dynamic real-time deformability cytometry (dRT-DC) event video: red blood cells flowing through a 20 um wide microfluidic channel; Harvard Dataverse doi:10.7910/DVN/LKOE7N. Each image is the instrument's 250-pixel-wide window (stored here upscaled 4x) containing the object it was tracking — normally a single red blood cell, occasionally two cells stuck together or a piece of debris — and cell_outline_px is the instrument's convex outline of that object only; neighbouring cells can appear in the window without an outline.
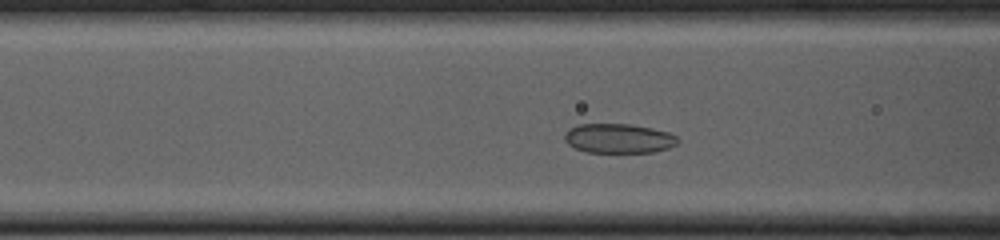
{"species": "common noctule bat (a hibernating species)", "species_latin": "Nyctalus noctula", "temperature_condition": "cold", "stored_images_in_passage": 38, "camera_frame_rate_fps": 3000, "um_per_image_px": 0.085, "animal": {"sex": "female", "body_mass_g": 23.0, "forearm_length_mm": 53.4}, "frame": {"image": 1, "passage_image": 12, "time_ms": 3.667, "image_size_px": [1000, 240], "cell_outline_px": [[680, 140], [676, 144], [668, 148], [652, 152], [588, 152], [576, 148], [568, 144], [564, 140], [564, 136], [568, 128], [576, 124], [628, 124], [652, 128], [668, 132], [676, 136]], "centroid_in_image_um": [52.57, 11.76], "position_along_channel_um": 114.0, "area_um2": 19.42}}
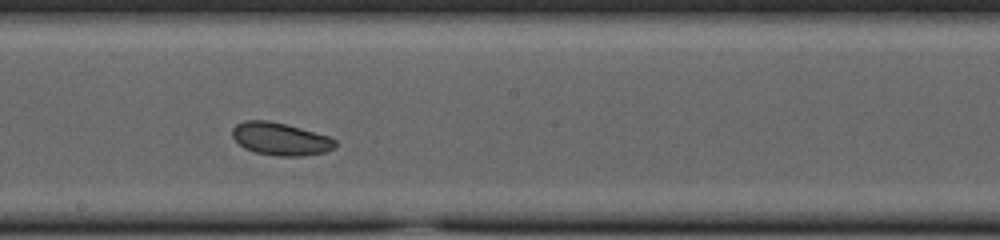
{"frame": {"image": 2, "passage_image": 21, "time_ms": 6.667, "image_size_px": [1000, 240], "cell_outline_px": [[336, 148], [324, 152], [300, 156], [276, 156], [256, 152], [244, 148], [232, 136], [232, 128], [236, 124], [244, 120], [268, 120], [300, 128], [328, 136], [336, 140]], "centroid_in_image_um": [23.83, 11.81], "position_along_channel_um": 224.4, "area_um2": 19.48}}
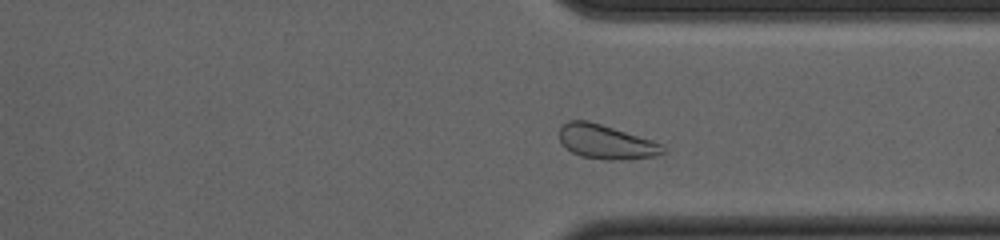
{"frame": {"image": 3, "passage_image": 32, "time_ms": 10.333, "image_size_px": [1000, 240], "cell_outline_px": [[668, 152], [656, 156], [620, 160], [604, 160], [580, 156], [572, 152], [560, 140], [560, 128], [568, 120], [588, 120], [652, 140], [660, 144]], "centroid_in_image_um": [51.53, 12.07], "position_along_channel_um": 359.9, "area_um2": 20.52}, "authors_computed_cell_mechanics": {"area_um2": 19.9988, "velocity_mm_per_s": 3.6841, "shape_relaxation_time_tau1_ms": 2.3625, "shape_relaxation_time_tau2_ms": null, "deformation_change_tau1": 0.0605, "deformation_change_tau2": null}}